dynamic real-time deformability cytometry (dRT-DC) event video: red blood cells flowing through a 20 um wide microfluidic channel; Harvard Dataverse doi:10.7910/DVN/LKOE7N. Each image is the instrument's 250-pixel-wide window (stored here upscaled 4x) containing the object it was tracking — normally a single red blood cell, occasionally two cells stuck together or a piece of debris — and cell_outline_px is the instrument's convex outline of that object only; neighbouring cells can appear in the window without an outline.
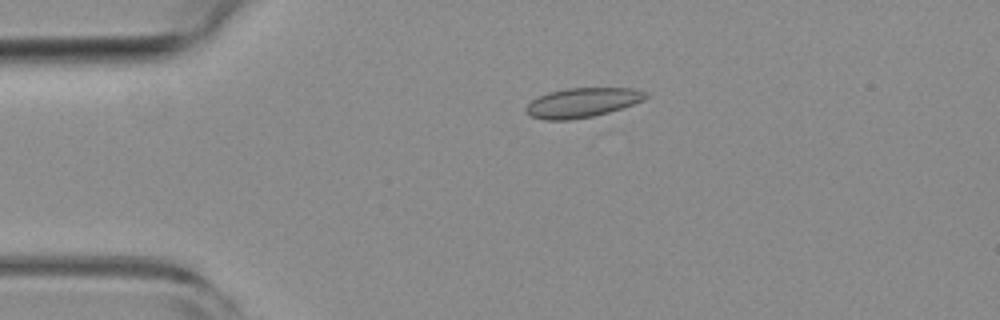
{"species": "common noctule bat (a hibernating species)", "species_latin": "Nyctalus noctula", "temperature_condition": "room temperature", "stored_images_in_passage": 54, "camera_frame_rate_fps": 3000, "um_per_image_px": 0.085, "animal": {"sex": "female", "body_mass_g": 19.3, "forearm_length_mm": 54.1}, "frame": {"image": 1, "passage_image": 12, "time_ms": 3.667, "image_size_px": [1000, 320], "cell_outline_px": [[648, 96], [644, 100], [608, 112], [592, 116], [568, 120], [544, 120], [532, 116], [524, 112], [524, 108], [536, 96], [548, 92], [568, 88], [632, 88], [648, 92]], "centroid_in_image_um": [49.46, 8.71], "position_along_channel_um": 35.5, "area_um2": 20.58}}
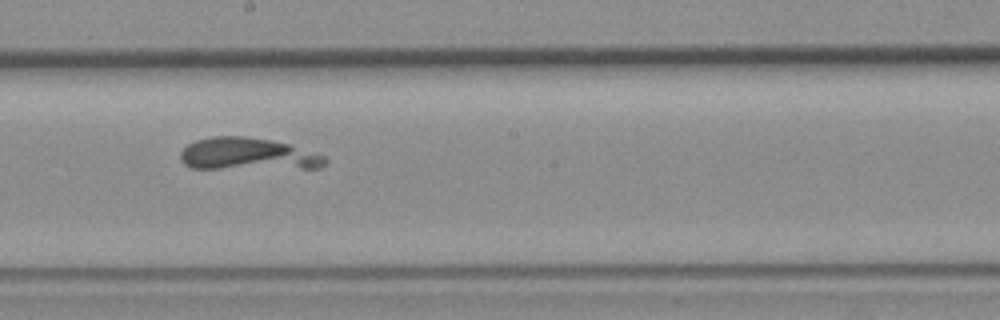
{"frame": {"image": 2, "passage_image": 30, "time_ms": 9.667, "image_size_px": [1000, 320], "cell_outline_px": [[328, 160], [320, 168], [192, 168], [184, 164], [180, 160], [180, 152], [188, 144], [196, 140], [212, 136], [244, 136], [272, 140], [288, 144], [324, 156]], "centroid_in_image_um": [21.02, 13.1], "position_along_channel_um": 227.2, "area_um2": 27.05}}
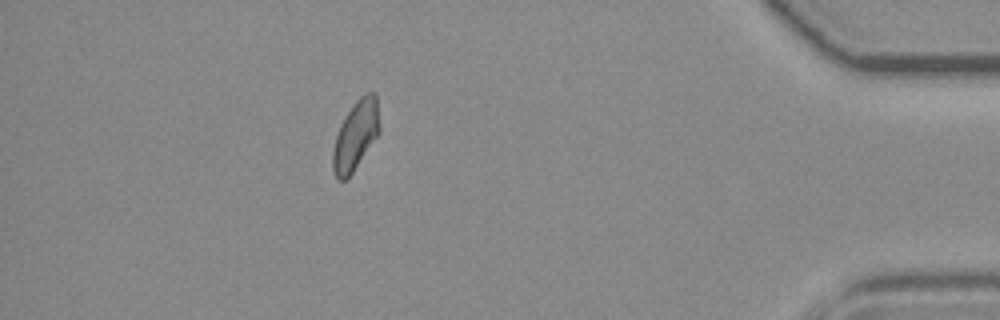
{"frame": {"image": 3, "passage_image": 48, "time_ms": 15.667, "image_size_px": [1000, 320], "cell_outline_px": [[380, 132], [352, 172], [344, 180], [340, 180], [336, 176], [332, 168], [332, 152], [336, 136], [340, 124], [352, 104], [364, 92], [372, 92], [376, 96], [380, 128]], "centroid_in_image_um": [30.22, 11.47], "position_along_channel_um": 405.0, "area_um2": 18.67}}